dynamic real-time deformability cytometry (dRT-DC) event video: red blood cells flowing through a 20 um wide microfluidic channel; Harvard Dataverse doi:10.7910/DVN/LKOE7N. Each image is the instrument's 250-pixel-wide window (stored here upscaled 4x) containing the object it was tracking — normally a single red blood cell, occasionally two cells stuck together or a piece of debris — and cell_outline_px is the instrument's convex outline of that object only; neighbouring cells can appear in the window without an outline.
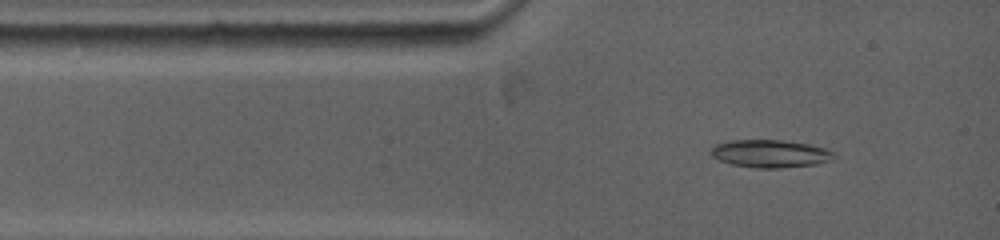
{"species": "common noctule bat (a hibernating species)", "species_latin": "Nyctalus noctula", "temperature_condition": "warm", "stored_images_in_passage": 49, "camera_frame_rate_fps": 5000, "um_per_image_px": 0.085, "animal": {"sex": "female", "body_mass_g": 19.0, "forearm_length_mm": 53.3}, "frame": {"image": 1, "passage_image": 3, "time_ms": 0.8, "image_size_px": [1000, 240], "cell_outline_px": [[836, 160], [816, 164], [780, 168], [756, 168], [732, 164], [720, 160], [712, 156], [708, 152], [716, 144], [732, 140], [780, 140], [808, 144], [828, 148], [836, 156]], "centroid_in_image_um": [65.51, 13.06], "position_along_channel_um": 19.5, "area_um2": 20.0}}
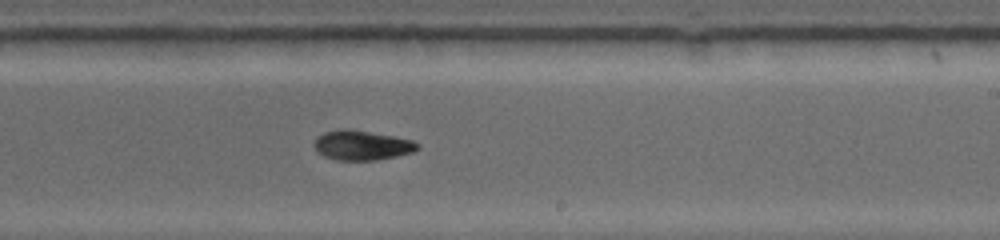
{"frame": {"image": 2, "passage_image": 22, "time_ms": 7.4, "image_size_px": [1000, 240], "cell_outline_px": [[420, 148], [412, 152], [396, 156], [376, 160], [336, 160], [324, 156], [312, 144], [316, 136], [324, 132], [340, 128], [348, 128], [392, 136], [412, 140], [420, 144]], "centroid_in_image_um": [30.74, 12.34], "position_along_channel_um": 258.3, "area_um2": 17.92}}
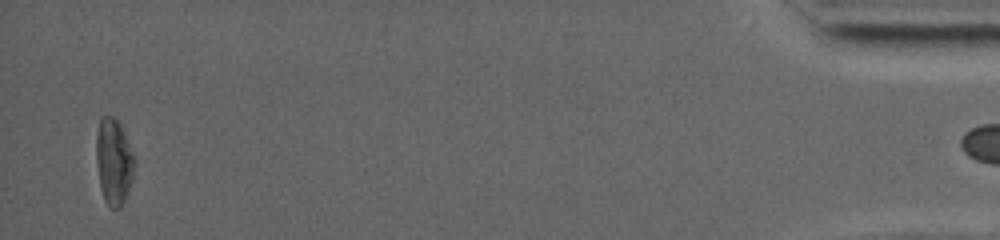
{"frame": {"image": 3, "passage_image": 48, "time_ms": 15.2, "image_size_px": [1000, 240], "cell_outline_px": [[136, 164], [128, 192], [120, 208], [108, 208], [104, 200], [100, 188], [96, 160], [96, 132], [100, 116], [112, 116], [120, 124], [136, 160]], "centroid_in_image_um": [9.66, 13.74], "position_along_channel_um": 425.5, "area_um2": 19.42}, "authors_computed_cell_mechanics": {"area_um2": 18.0914, "velocity_mm_per_s": 3.8812, "shape_relaxation_time_tau1_ms": 4.5255, "shape_relaxation_time_tau2_ms": null, "deformation_change_tau1": 0.1535, "deformation_change_tau2": null}}